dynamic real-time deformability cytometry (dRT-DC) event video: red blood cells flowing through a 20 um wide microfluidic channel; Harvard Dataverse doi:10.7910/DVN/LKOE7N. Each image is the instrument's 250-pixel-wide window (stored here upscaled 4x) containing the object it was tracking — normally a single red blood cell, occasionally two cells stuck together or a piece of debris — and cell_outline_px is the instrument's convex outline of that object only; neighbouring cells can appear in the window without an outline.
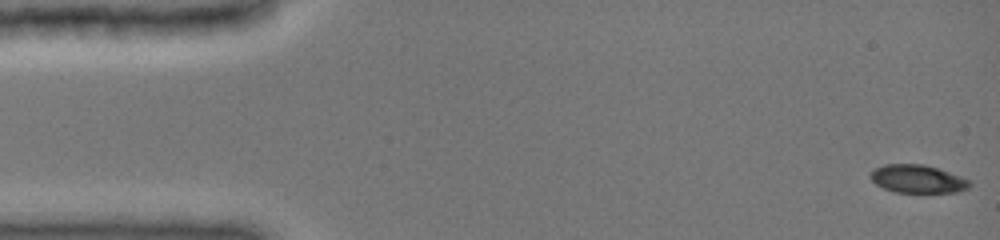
{"species": "common noctule bat (a hibernating species)", "species_latin": "Nyctalus noctula", "temperature_condition": "cold", "stored_images_in_passage": 48, "camera_frame_rate_fps": 3000, "um_per_image_px": 0.085, "animal": {"sex": "female", "body_mass_g": 19.0, "forearm_length_mm": 51.5}, "frame": {"image": 1, "passage_image": 1, "time_ms": 0.0, "image_size_px": [1000, 240], "cell_outline_px": [[972, 184], [968, 188], [960, 192], [896, 192], [884, 188], [876, 184], [868, 176], [876, 168], [884, 164], [924, 164], [972, 180]], "centroid_in_image_um": [78.02, 15.21], "position_along_channel_um": 7.0, "area_um2": 16.18}}
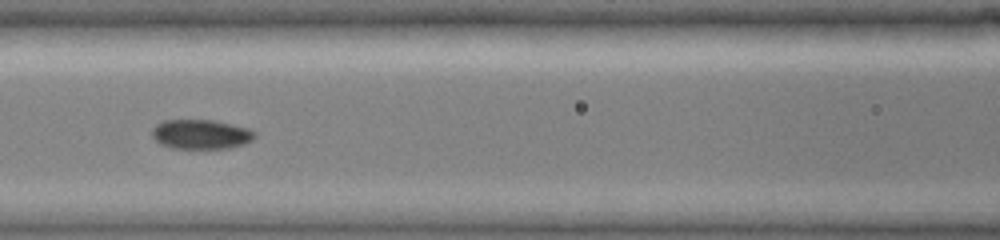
{"frame": {"image": 2, "passage_image": 21, "time_ms": 6.667, "image_size_px": [1000, 240], "cell_outline_px": [[256, 136], [252, 140], [244, 144], [228, 148], [172, 148], [160, 144], [152, 136], [152, 128], [156, 124], [164, 120], [212, 120], [232, 124], [248, 128], [256, 132]], "centroid_in_image_um": [17.08, 11.41], "position_along_channel_um": 149.5, "area_um2": 17.69}}
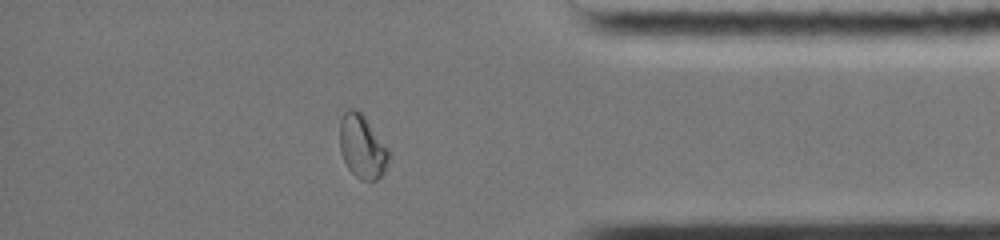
{"frame": {"image": 3, "passage_image": 41, "time_ms": 13.333, "image_size_px": [1000, 240], "cell_outline_px": [[388, 160], [384, 172], [376, 180], [360, 180], [348, 168], [340, 152], [340, 120], [344, 112], [348, 108], [352, 108], [360, 112], [364, 116], [388, 148]], "centroid_in_image_um": [30.77, 12.46], "position_along_channel_um": 404.4, "area_um2": 17.92}, "authors_computed_cell_mechanics": {"area_um2": 17.6868, "velocity_mm_per_s": 3.9871, "shape_relaxation_time_tau1_ms": null, "shape_relaxation_time_tau2_ms": 2.1705, "deformation_change_tau1": null, "deformation_change_tau2": 0.023}}